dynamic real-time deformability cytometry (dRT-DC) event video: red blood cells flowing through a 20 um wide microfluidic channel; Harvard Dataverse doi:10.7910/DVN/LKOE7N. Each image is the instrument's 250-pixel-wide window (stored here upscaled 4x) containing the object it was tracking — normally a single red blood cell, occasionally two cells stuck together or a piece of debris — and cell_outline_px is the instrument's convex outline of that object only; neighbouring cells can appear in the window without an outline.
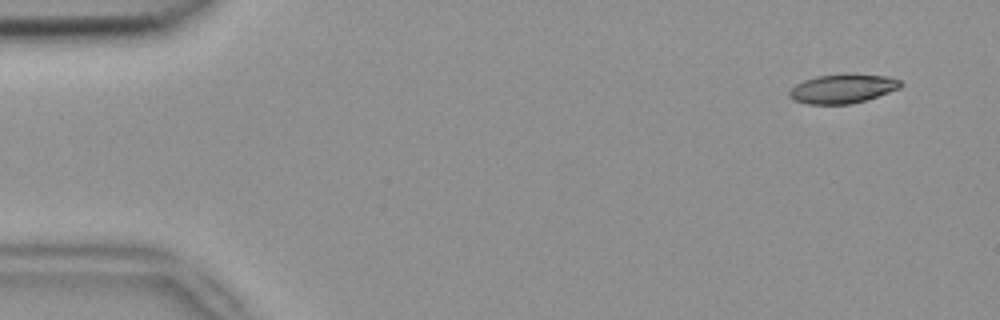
{"species": "common noctule bat (a hibernating species)", "species_latin": "Nyctalus noctula", "temperature_condition": "room temperature", "stored_images_in_passage": 4, "camera_frame_rate_fps": 3000, "um_per_image_px": 0.085, "animal": {"sex": "female", "body_mass_g": 18.4}, "frame": {"image": 1, "passage_image": 1, "time_ms": 0.0, "image_size_px": [1000, 320], "cell_outline_px": [[904, 84], [900, 88], [864, 100], [848, 104], [808, 104], [792, 100], [788, 96], [788, 92], [796, 84], [804, 80], [816, 76], [888, 76], [900, 80]], "centroid_in_image_um": [71.57, 7.57], "position_along_channel_um": 13.4, "area_um2": 18.15}}
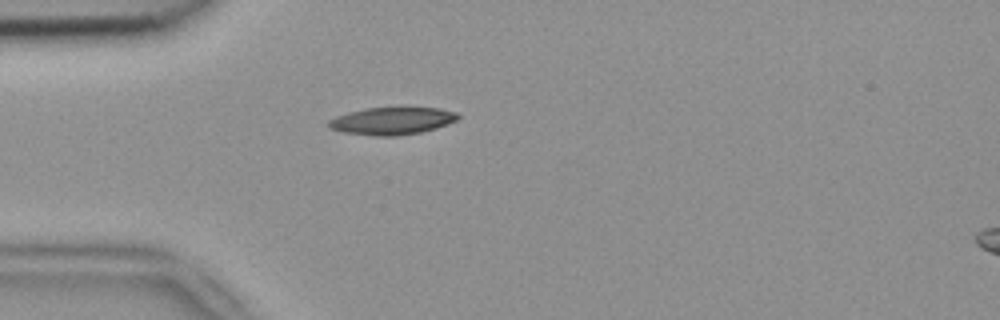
{"frame": {"image": 2, "passage_image": 4, "time_ms": 1.0, "image_size_px": [1000, 320], "cell_outline_px": [[460, 116], [456, 120], [448, 124], [436, 128], [420, 132], [396, 136], [376, 136], [344, 132], [328, 128], [328, 120], [336, 116], [348, 112], [364, 108], [440, 108], [456, 112]], "centroid_in_image_um": [33.3, 10.28], "position_along_channel_um": 51.7, "area_um2": 20.58}}